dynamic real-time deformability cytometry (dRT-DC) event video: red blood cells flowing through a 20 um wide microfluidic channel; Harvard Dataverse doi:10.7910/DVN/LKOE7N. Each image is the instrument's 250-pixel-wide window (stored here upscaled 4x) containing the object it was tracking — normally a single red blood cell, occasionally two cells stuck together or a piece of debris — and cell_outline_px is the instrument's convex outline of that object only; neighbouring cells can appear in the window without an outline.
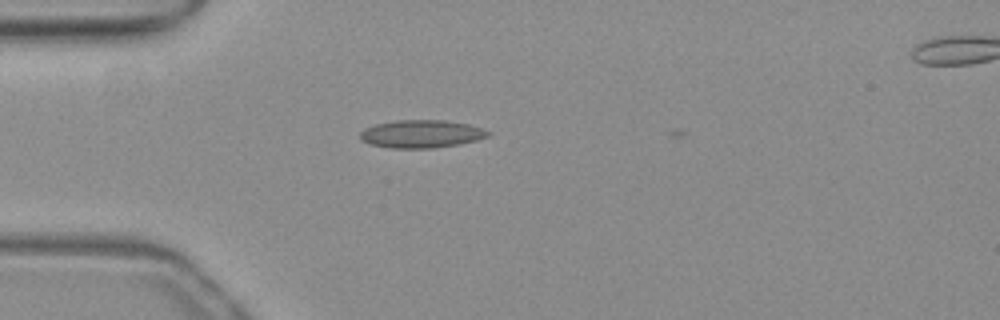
{"species": "common noctule bat (a hibernating species)", "species_latin": "Nyctalus noctula", "temperature_condition": "warm", "stored_images_in_passage": 3, "camera_frame_rate_fps": 3000, "um_per_image_px": 0.085, "animal": {"sex": "female", "body_mass_g": 19.3, "forearm_length_mm": 54.1}, "frame": {"image": 1, "passage_image": 1, "time_ms": 0.0, "image_size_px": [1000, 320], "cell_outline_px": [[492, 132], [488, 136], [476, 140], [460, 144], [432, 148], [392, 148], [368, 144], [360, 140], [360, 132], [364, 128], [376, 124], [396, 120], [444, 120], [468, 124]], "centroid_in_image_um": [35.78, 11.38], "position_along_channel_um": 49.2, "area_um2": 20.81}}